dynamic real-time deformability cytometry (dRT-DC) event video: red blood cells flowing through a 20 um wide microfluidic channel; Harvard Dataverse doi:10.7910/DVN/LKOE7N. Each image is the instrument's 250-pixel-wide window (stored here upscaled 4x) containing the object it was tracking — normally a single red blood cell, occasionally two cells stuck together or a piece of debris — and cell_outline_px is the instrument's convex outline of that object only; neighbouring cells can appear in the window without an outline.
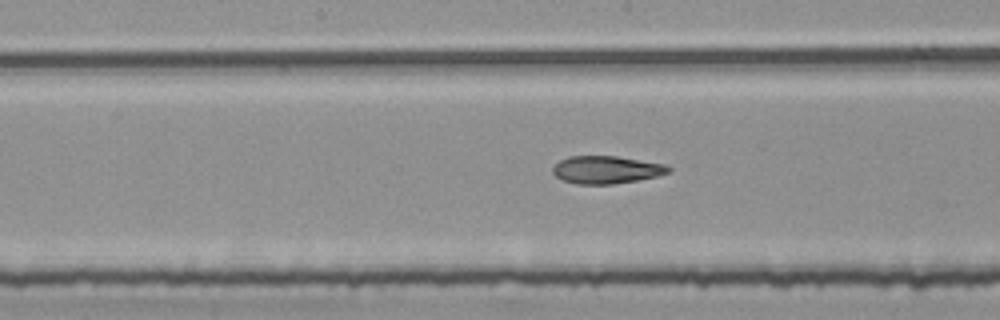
{"species": "common noctule bat (a hibernating species)", "species_latin": "Nyctalus noctula", "temperature_condition": "room temperature", "stored_images_in_passage": 54, "segment_of_instrument_passage": [2, 2], "camera_frame_rate_fps": 3000, "um_per_image_px": 0.085, "animal": {"sex": "female", "body_mass_g": 25.1}, "frame": {"image": 1, "passage_image": 28, "time_ms": 9.0, "image_size_px": [1000, 320], "cell_outline_px": [[672, 168], [668, 172], [656, 176], [636, 180], [612, 184], [576, 184], [560, 180], [552, 172], [552, 168], [560, 160], [568, 156], [616, 156], [668, 164]], "centroid_in_image_um": [51.52, 14.42], "position_along_channel_um": 196.7, "area_um2": 18.73}}
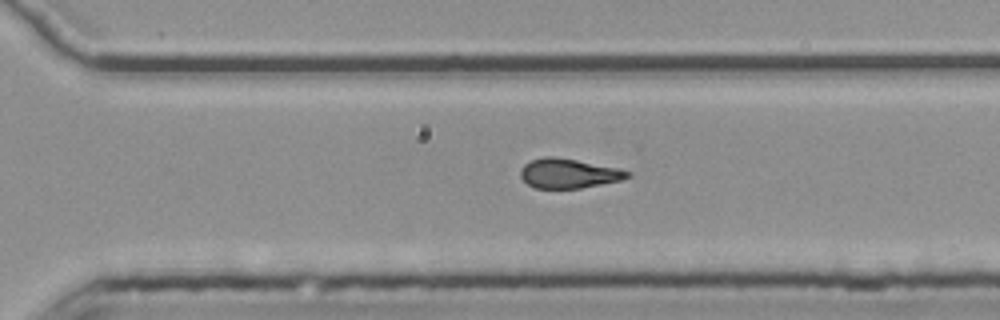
{"frame": {"image": 2, "passage_image": 38, "time_ms": 12.333, "image_size_px": [1000, 320], "cell_outline_px": [[632, 176], [620, 180], [580, 188], [536, 188], [528, 184], [520, 176], [520, 172], [524, 164], [532, 160], [544, 156], [556, 156], [620, 168], [632, 172]], "centroid_in_image_um": [48.36, 14.72], "position_along_channel_um": 322.2, "area_um2": 18.44}}
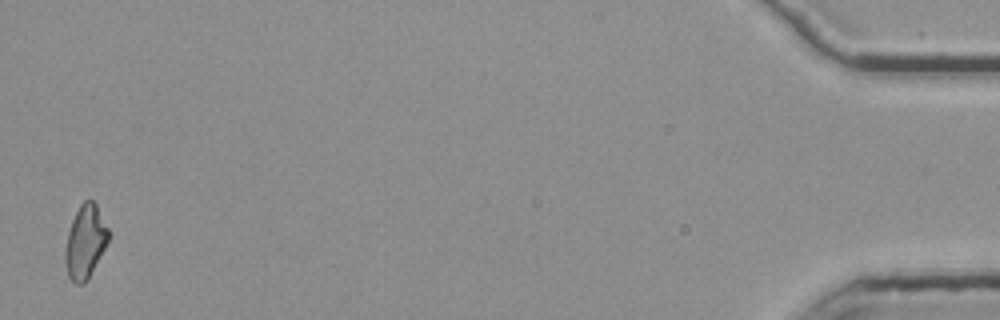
{"frame": {"image": 3, "passage_image": 54, "time_ms": 17.667, "image_size_px": [1000, 320], "cell_outline_px": [[112, 236], [88, 280], [84, 284], [76, 284], [68, 276], [64, 260], [64, 252], [68, 232], [72, 220], [80, 204], [84, 200], [92, 200], [96, 204], [112, 232]], "centroid_in_image_um": [7.29, 20.56], "position_along_channel_um": 427.9, "area_um2": 19.02}}